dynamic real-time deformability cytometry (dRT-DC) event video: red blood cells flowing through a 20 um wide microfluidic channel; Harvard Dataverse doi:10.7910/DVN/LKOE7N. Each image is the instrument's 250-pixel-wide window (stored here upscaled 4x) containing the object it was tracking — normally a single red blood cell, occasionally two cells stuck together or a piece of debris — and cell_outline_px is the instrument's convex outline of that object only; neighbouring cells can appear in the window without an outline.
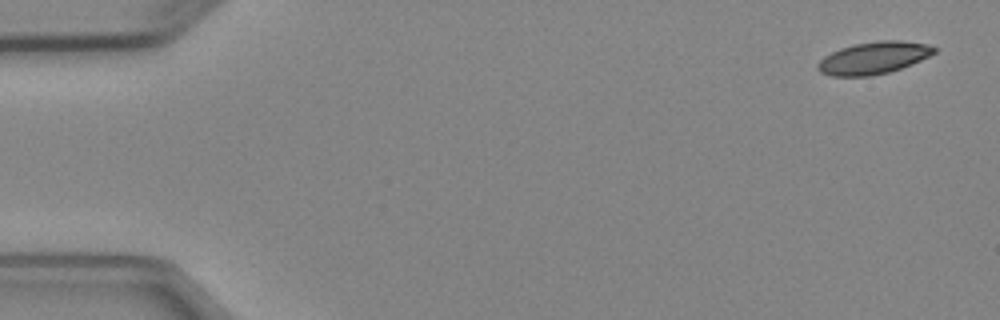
{"species": "Egyptian fruit bat (a non-hibernating species)", "species_latin": "Rousettus aegyptiacus", "temperature_condition": "cold", "stored_images_in_passage": 4, "camera_frame_rate_fps": 3000, "um_per_image_px": 0.085, "animal": {"sex": "female"}, "frame": {"image": 1, "passage_image": 1, "time_ms": 0.0, "image_size_px": [1000, 320], "cell_outline_px": [[936, 52], [912, 64], [888, 72], [872, 76], [832, 76], [820, 72], [816, 68], [816, 64], [824, 56], [840, 48], [856, 44], [880, 40], [900, 40], [928, 44], [936, 48]], "centroid_in_image_um": [74.23, 4.92], "position_along_channel_um": 10.8, "area_um2": 21.79}}
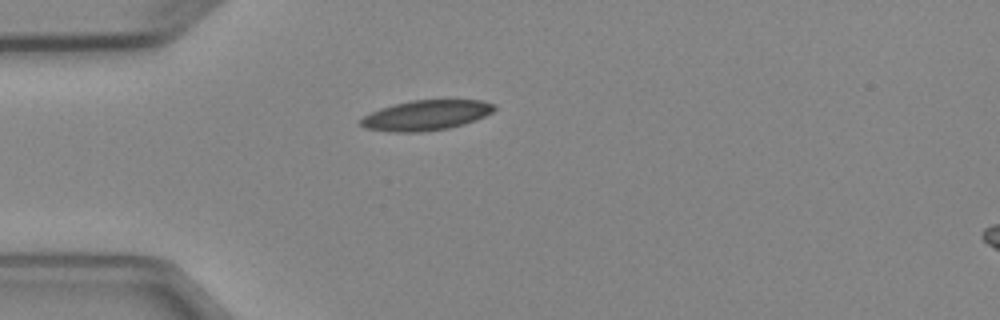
{"frame": {"image": 2, "passage_image": 4, "time_ms": 4.0, "image_size_px": [1000, 320], "cell_outline_px": [[496, 108], [492, 112], [476, 120], [464, 124], [448, 128], [420, 132], [392, 132], [364, 128], [360, 124], [360, 120], [364, 116], [380, 108], [412, 100], [484, 100], [496, 104]], "centroid_in_image_um": [36.24, 9.79], "position_along_channel_um": 48.8, "area_um2": 23.41}}